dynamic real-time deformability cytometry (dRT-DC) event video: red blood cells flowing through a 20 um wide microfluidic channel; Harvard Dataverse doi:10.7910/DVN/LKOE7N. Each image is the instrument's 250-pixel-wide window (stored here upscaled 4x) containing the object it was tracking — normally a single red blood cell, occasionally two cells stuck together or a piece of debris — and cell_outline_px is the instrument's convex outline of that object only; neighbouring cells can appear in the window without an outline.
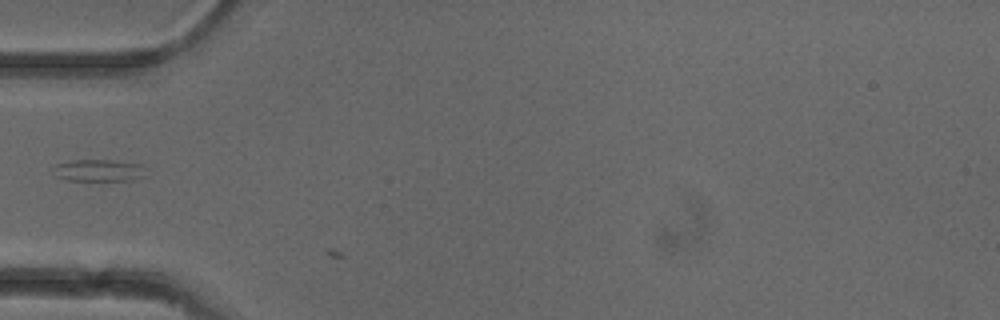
{"species": "common noctule bat (a hibernating species)", "species_latin": "Nyctalus noctula", "temperature_condition": "cold", "stored_images_in_passage": 3, "camera_frame_rate_fps": 3000, "um_per_image_px": 0.085, "animal": {"sex": "female"}, "frame": {"image": 1, "passage_image": 2, "time_ms": 0.333, "image_size_px": [1000, 320], "cell_outline_px": [[144, 176], [132, 180], [64, 180], [56, 176], [52, 168], [56, 164], [72, 160], [116, 160], [140, 164]], "centroid_in_image_um": [8.32, 14.48], "position_along_channel_um": 76.7, "area_um2": 11.73}}